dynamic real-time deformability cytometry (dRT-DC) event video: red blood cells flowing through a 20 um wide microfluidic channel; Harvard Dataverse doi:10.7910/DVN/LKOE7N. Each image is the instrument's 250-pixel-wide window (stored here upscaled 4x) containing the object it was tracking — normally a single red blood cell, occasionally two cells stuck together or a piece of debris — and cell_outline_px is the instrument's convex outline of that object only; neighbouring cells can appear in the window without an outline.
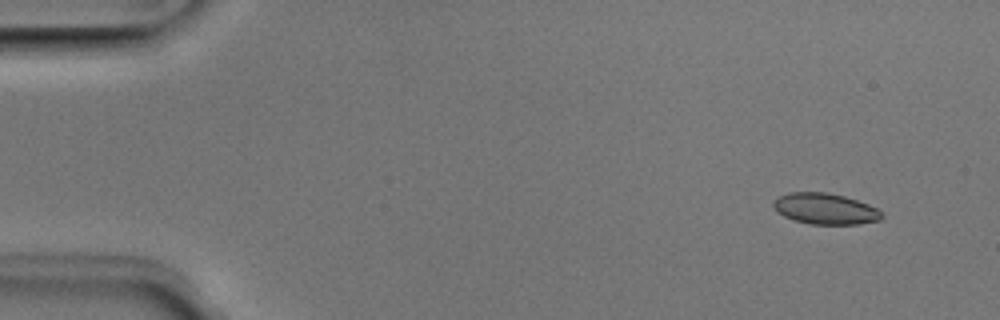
{"species": "Egyptian fruit bat (a non-hibernating species)", "species_latin": "Rousettus aegyptiacus", "temperature_condition": "room temperature", "stored_images_in_passage": 51, "camera_frame_rate_fps": 3000, "um_per_image_px": 0.085, "animal": {"sex": "male"}, "frame": {"image": 1, "passage_image": 4, "time_ms": 1.0, "image_size_px": [1000, 320], "cell_outline_px": [[884, 216], [880, 220], [860, 224], [808, 224], [784, 216], [776, 212], [772, 204], [772, 200], [776, 196], [788, 192], [828, 192], [844, 196], [868, 204], [876, 208]], "centroid_in_image_um": [70.09, 17.73], "position_along_channel_um": 14.9, "area_um2": 19.77}}
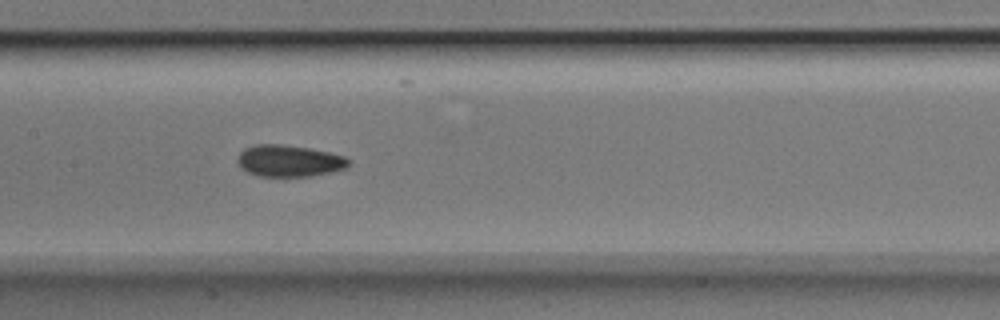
{"frame": {"image": 2, "passage_image": 25, "time_ms": 8.0, "image_size_px": [1000, 320], "cell_outline_px": [[352, 160], [344, 168], [332, 172], [312, 176], [260, 176], [248, 172], [240, 168], [236, 160], [236, 156], [244, 148], [256, 144], [280, 144], [308, 148], [328, 152], [344, 156]], "centroid_in_image_um": [24.54, 13.67], "position_along_channel_um": 182.9, "area_um2": 20.58}}
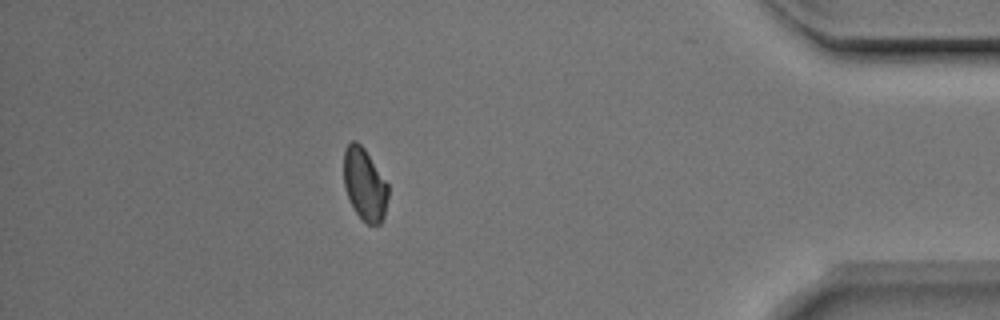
{"frame": {"image": 3, "passage_image": 45, "time_ms": 14.667, "image_size_px": [1000, 320], "cell_outline_px": [[388, 196], [384, 216], [380, 224], [368, 224], [356, 212], [348, 196], [344, 184], [344, 148], [352, 140], [356, 140], [364, 148], [388, 184]], "centroid_in_image_um": [31.0, 15.64], "position_along_channel_um": 404.2, "area_um2": 18.44}, "authors_computed_cell_mechanics": {"area_um2": 19.7098, "velocity_mm_per_s": 3.9855, "shape_relaxation_time_tau1_ms": 3.0612, "shape_relaxation_time_tau2_ms": 2.1006, "deformation_change_tau1": 0.0906, "deformation_change_tau2": 0.0572}}